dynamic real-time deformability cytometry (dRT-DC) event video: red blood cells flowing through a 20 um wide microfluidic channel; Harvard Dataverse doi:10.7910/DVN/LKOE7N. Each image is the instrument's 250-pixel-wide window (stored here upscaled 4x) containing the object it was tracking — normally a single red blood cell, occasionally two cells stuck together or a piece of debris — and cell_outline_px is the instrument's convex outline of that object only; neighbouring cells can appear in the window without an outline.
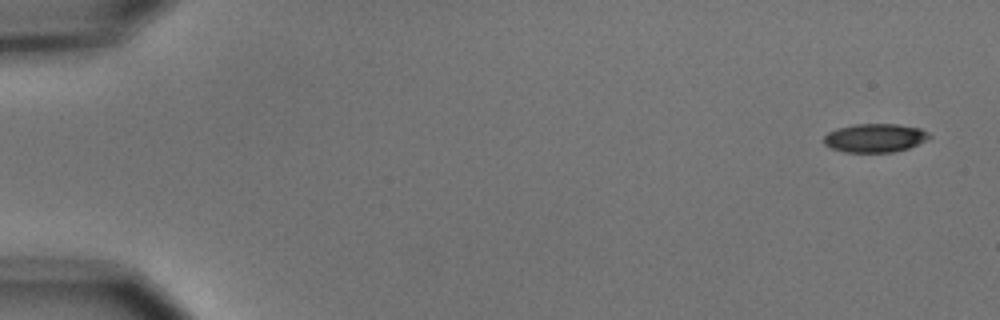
{"species": "common noctule bat (a hibernating species)", "species_latin": "Nyctalus noctula", "temperature_condition": "cold", "stored_images_in_passage": 5, "camera_frame_rate_fps": 3000, "um_per_image_px": 0.085, "animal": {"sex": "male", "body_mass_g": 15.6}, "frame": {"image": 1, "passage_image": 1, "time_ms": 0.0, "image_size_px": [1000, 320], "cell_outline_px": [[932, 136], [908, 148], [892, 152], [844, 152], [832, 148], [824, 144], [824, 136], [828, 132], [836, 128], [856, 124], [896, 124], [920, 128], [928, 132]], "centroid_in_image_um": [74.34, 11.72], "position_along_channel_um": 10.7, "area_um2": 17.46}}
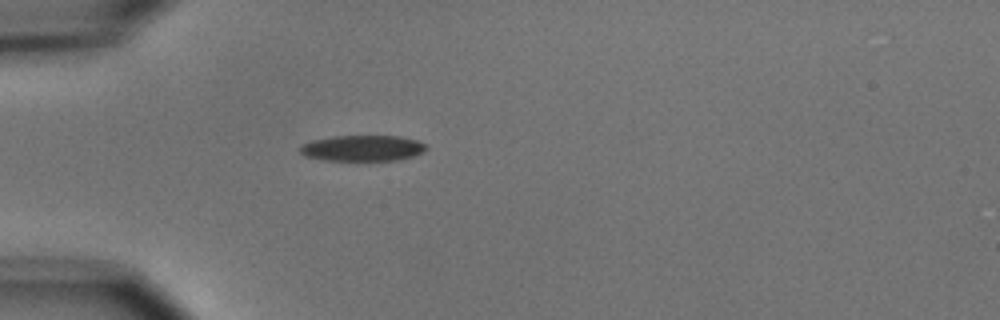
{"frame": {"image": 2, "passage_image": 5, "time_ms": 4.667, "image_size_px": [1000, 320], "cell_outline_px": [[428, 148], [424, 152], [412, 156], [396, 160], [324, 160], [304, 156], [300, 152], [300, 144], [312, 140], [332, 136], [400, 136], [416, 140], [424, 144]], "centroid_in_image_um": [30.78, 12.59], "position_along_channel_um": 54.2, "area_um2": 19.02}}